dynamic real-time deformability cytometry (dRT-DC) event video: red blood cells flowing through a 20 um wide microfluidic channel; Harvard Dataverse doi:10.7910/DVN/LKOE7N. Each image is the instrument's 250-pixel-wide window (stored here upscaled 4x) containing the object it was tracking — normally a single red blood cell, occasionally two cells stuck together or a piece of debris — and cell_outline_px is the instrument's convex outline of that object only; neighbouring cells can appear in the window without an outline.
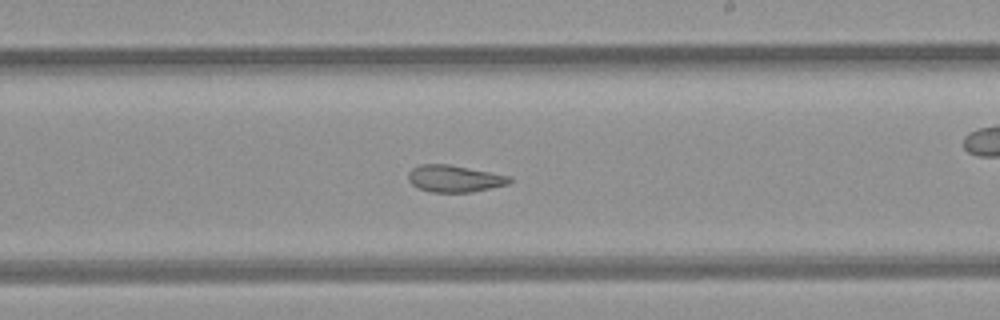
{"species": "common noctule bat (a hibernating species)", "species_latin": "Nyctalus noctula", "temperature_condition": "room temperature", "stored_images_in_passage": 50, "camera_frame_rate_fps": 3000, "um_per_image_px": 0.085, "animal": {"sex": "female", "body_mass_g": 21.9}, "frame": {"image": 1, "passage_image": 29, "time_ms": 9.333, "image_size_px": [1000, 320], "cell_outline_px": [[512, 180], [508, 184], [472, 192], [432, 192], [416, 188], [408, 180], [408, 172], [412, 168], [420, 164], [448, 164], [512, 176]], "centroid_in_image_um": [38.61, 15.18], "position_along_channel_um": 250.4, "area_um2": 15.95}, "authors_computed_cell_mechanics": {"area_um2": 21.2704, "velocity_mm_per_s": 4.2365, "shape_relaxation_time_tau1_ms": null, "shape_relaxation_time_tau2_ms": 1.988, "deformation_change_tau1": null, "deformation_change_tau2": 0.0801}}